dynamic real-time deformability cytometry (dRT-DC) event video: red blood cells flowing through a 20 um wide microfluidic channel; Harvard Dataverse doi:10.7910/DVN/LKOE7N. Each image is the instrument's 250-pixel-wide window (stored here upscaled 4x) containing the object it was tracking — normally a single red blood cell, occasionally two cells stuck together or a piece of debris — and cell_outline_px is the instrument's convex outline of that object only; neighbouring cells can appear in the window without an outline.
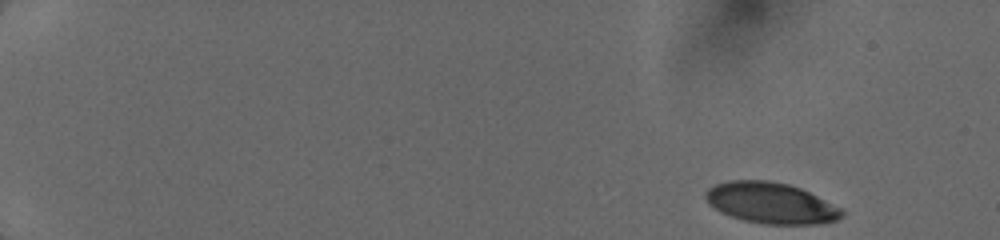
{"species": "human", "species_latin": "Homo sapiens", "temperature_condition": "cold", "stored_images_in_passage": 11, "camera_frame_rate_fps": 3000, "um_per_image_px": 0.085, "donor": {"sex": "female"}, "frame": {"image": 1, "passage_image": 1, "time_ms": 0.0, "image_size_px": [1000, 240], "cell_outline_px": [[844, 216], [836, 220], [820, 224], [764, 224], [744, 220], [720, 212], [708, 204], [704, 196], [704, 192], [708, 188], [716, 184], [728, 180], [768, 180], [788, 184], [800, 188], [844, 208]], "centroid_in_image_um": [65.54, 17.25], "position_along_channel_um": 19.5, "area_um2": 32.83}}
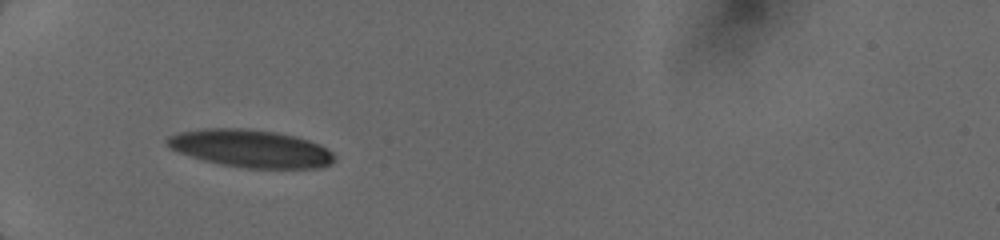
{"frame": {"image": 2, "passage_image": 10, "time_ms": 4.667, "image_size_px": [1000, 240], "cell_outline_px": [[336, 160], [332, 164], [320, 168], [244, 168], [220, 164], [204, 160], [176, 152], [168, 148], [164, 140], [168, 136], [180, 132], [204, 128], [248, 128], [276, 132], [296, 136], [320, 144], [332, 152], [336, 156]], "centroid_in_image_um": [21.3, 12.62], "position_along_channel_um": 63.7, "area_um2": 37.17}}